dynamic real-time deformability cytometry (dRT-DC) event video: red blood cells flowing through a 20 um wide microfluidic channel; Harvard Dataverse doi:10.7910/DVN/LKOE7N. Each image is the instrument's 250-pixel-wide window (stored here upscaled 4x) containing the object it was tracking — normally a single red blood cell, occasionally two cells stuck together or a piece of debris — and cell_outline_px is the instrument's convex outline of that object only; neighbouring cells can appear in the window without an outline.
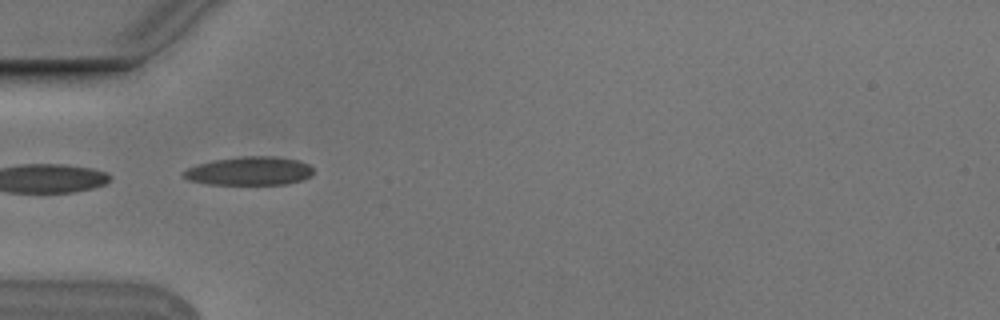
{"species": "Egyptian fruit bat (a non-hibernating species)", "species_latin": "Rousettus aegyptiacus", "temperature_condition": "cold", "stored_images_in_passage": 2, "camera_frame_rate_fps": 3000, "um_per_image_px": 0.085, "animal": {"sex": "male"}, "frame": {"image": 1, "passage_image": 1, "time_ms": 0.0, "image_size_px": [1000, 320], "cell_outline_px": [[312, 176], [304, 180], [288, 184], [208, 184], [188, 180], [184, 176], [184, 172], [188, 168], [200, 164], [216, 160], [244, 156], [276, 156], [300, 160], [308, 164], [312, 168]], "centroid_in_image_um": [21.28, 14.54], "position_along_channel_um": 63.7, "area_um2": 21.5}}